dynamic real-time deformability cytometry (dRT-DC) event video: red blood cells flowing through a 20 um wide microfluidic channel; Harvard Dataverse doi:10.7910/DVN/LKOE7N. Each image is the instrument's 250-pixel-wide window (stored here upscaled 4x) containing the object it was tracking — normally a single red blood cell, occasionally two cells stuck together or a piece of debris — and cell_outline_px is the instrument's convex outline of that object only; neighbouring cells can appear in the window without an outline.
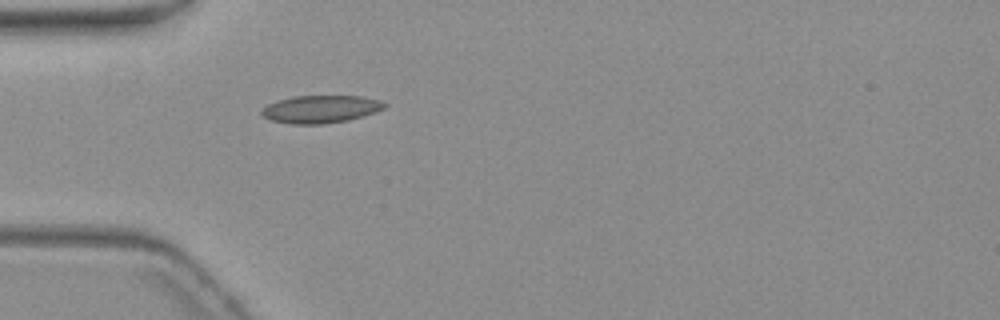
{"species": "common noctule bat (a hibernating species)", "species_latin": "Nyctalus noctula", "temperature_condition": "warm", "stored_images_in_passage": 1, "camera_frame_rate_fps": 3000, "um_per_image_px": 0.085, "animal": {"sex": "female", "body_mass_g": 19.3, "forearm_length_mm": 54.1}, "frame": {"image": 1, "passage_image": 1, "time_ms": 0.0, "image_size_px": [1000, 320], "cell_outline_px": [[388, 104], [384, 108], [376, 112], [348, 120], [324, 124], [292, 124], [272, 120], [264, 116], [260, 112], [268, 104], [276, 100], [292, 96], [364, 96], [380, 100]], "centroid_in_image_um": [27.28, 9.27], "position_along_channel_um": 57.7, "area_um2": 19.83}}